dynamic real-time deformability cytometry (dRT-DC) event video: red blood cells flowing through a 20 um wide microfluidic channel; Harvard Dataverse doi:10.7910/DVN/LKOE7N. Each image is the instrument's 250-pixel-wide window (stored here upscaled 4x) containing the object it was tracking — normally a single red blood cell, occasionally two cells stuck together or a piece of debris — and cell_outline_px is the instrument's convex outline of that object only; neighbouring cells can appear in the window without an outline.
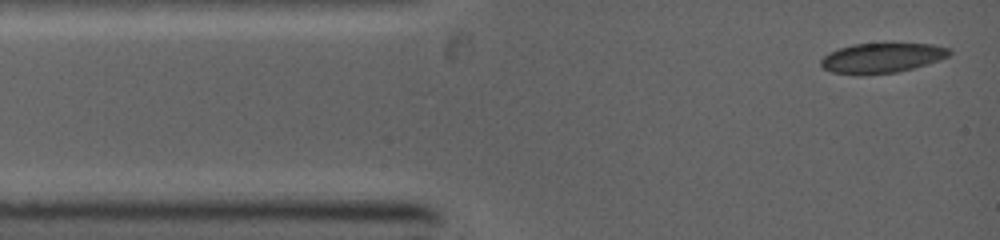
{"species": "common noctule bat (a hibernating species)", "species_latin": "Nyctalus noctula", "temperature_condition": "warm", "stored_images_in_passage": 12, "camera_frame_rate_fps": 5000, "um_per_image_px": 0.085, "animal": {"sex": "female", "body_mass_g": 19.0, "forearm_length_mm": 53.3}, "frame": {"image": 1, "passage_image": 1, "time_ms": 0.0, "image_size_px": [1000, 240], "cell_outline_px": [[952, 52], [948, 56], [940, 60], [928, 64], [896, 72], [860, 76], [856, 76], [832, 72], [824, 68], [820, 64], [820, 60], [824, 56], [840, 48], [856, 44], [932, 44], [952, 48]], "centroid_in_image_um": [74.98, 4.94], "position_along_channel_um": 10.0, "area_um2": 22.43}}
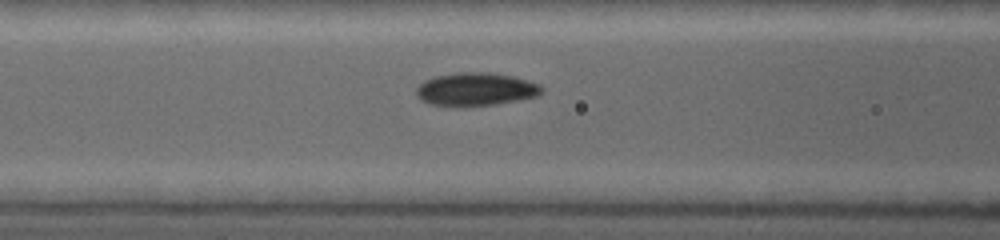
{"frame": {"image": 2, "passage_image": 9, "time_ms": 3.6, "image_size_px": [1000, 240], "cell_outline_px": [[544, 92], [536, 96], [496, 104], [464, 108], [432, 104], [420, 100], [416, 96], [416, 88], [424, 80], [436, 76], [456, 72], [488, 72], [516, 76], [540, 84], [544, 88]], "centroid_in_image_um": [40.44, 7.59], "position_along_channel_um": 126.2, "area_um2": 24.74}}
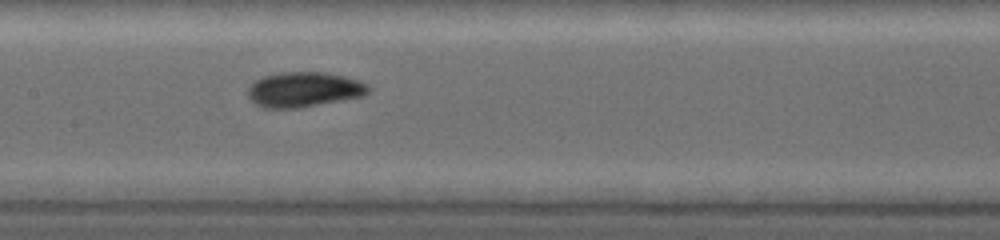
{"frame": {"image": 3, "passage_image": 12, "time_ms": 4.8, "image_size_px": [1000, 240], "cell_outline_px": [[368, 92], [364, 96], [296, 108], [264, 108], [256, 104], [248, 96], [248, 88], [256, 80], [264, 76], [280, 72], [328, 72], [360, 80], [368, 84]], "centroid_in_image_um": [25.85, 7.6], "position_along_channel_um": 181.6, "area_um2": 24.51}}